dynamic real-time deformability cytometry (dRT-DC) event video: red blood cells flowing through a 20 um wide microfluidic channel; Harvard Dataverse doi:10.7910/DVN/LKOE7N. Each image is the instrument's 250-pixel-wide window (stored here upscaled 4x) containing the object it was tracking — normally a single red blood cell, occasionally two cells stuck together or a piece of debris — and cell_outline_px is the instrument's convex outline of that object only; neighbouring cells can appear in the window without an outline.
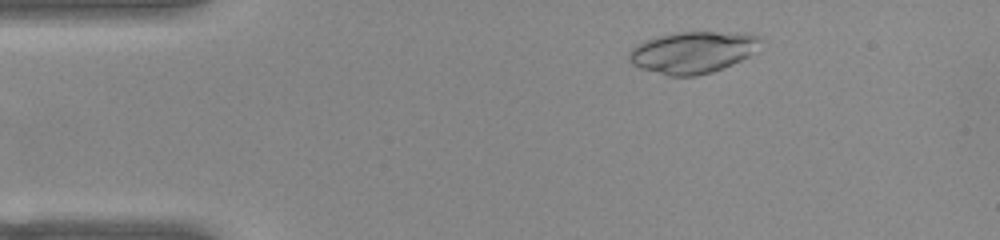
{"species": "common noctule bat (a hibernating species)", "species_latin": "Nyctalus noctula", "temperature_condition": "warm", "stored_images_in_passage": 49, "camera_frame_rate_fps": 3000, "um_per_image_px": 0.085, "animal": {"sex": "female", "body_mass_g": 22.0, "forearm_length_mm": 56.7}, "frame": {"image": 1, "passage_image": 5, "time_ms": 1.333, "image_size_px": [1000, 240], "cell_outline_px": [[764, 40], [748, 56], [732, 64], [712, 72], [696, 76], [668, 76], [640, 68], [632, 64], [628, 60], [628, 52], [636, 44], [644, 40], [656, 36], [676, 32], [748, 32], [760, 36]], "centroid_in_image_um": [58.87, 4.43], "position_along_channel_um": 26.1, "area_um2": 32.31}}
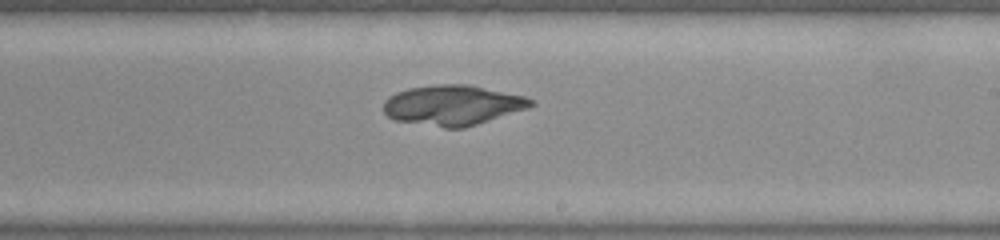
{"frame": {"image": 2, "passage_image": 27, "time_ms": 8.667, "image_size_px": [1000, 240], "cell_outline_px": [[536, 104], [528, 108], [464, 128], [444, 128], [392, 120], [384, 112], [384, 100], [388, 96], [396, 92], [408, 88], [440, 84], [468, 84], [524, 96], [532, 100]], "centroid_in_image_um": [38.45, 8.94], "position_along_channel_um": 250.6, "area_um2": 34.51}}
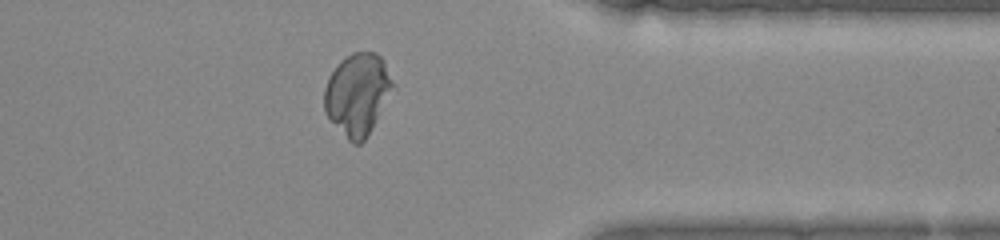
{"frame": {"image": 3, "passage_image": 38, "time_ms": 12.333, "image_size_px": [1000, 240], "cell_outline_px": [[396, 88], [364, 140], [360, 144], [352, 144], [348, 140], [324, 112], [324, 88], [328, 76], [340, 60], [352, 52], [376, 52], [384, 60], [396, 84]], "centroid_in_image_um": [30.41, 7.97], "position_along_channel_um": 381.0, "area_um2": 33.12}}